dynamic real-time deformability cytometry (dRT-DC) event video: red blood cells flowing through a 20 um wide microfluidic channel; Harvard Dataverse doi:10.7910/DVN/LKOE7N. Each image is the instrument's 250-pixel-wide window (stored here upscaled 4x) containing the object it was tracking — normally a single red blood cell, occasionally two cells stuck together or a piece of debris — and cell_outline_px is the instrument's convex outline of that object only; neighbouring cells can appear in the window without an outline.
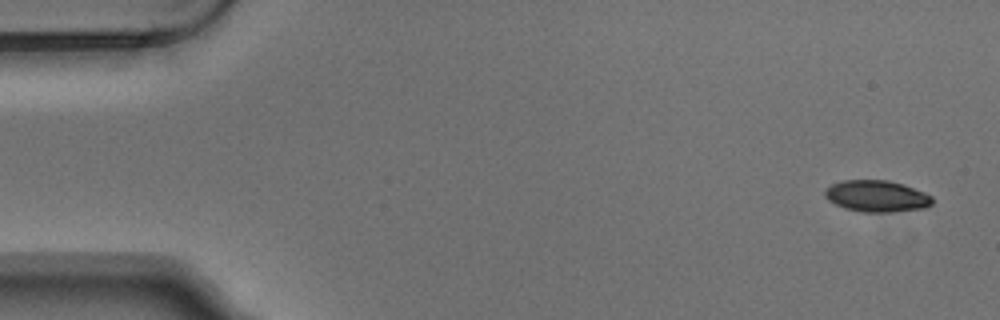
{"species": "Egyptian fruit bat (a non-hibernating species)", "species_latin": "Rousettus aegyptiacus", "temperature_condition": "warm", "stored_images_in_passage": 6, "camera_frame_rate_fps": 3000, "um_per_image_px": 0.085, "animal": {"sex": "male"}, "frame": {"image": 1, "passage_image": 1, "time_ms": 0.0, "image_size_px": [1000, 320], "cell_outline_px": [[932, 204], [924, 208], [892, 212], [864, 212], [844, 208], [828, 200], [824, 196], [824, 192], [832, 184], [844, 180], [888, 180], [904, 184], [924, 192], [932, 196]], "centroid_in_image_um": [74.53, 16.67], "position_along_channel_um": 10.5, "area_um2": 19.71}}
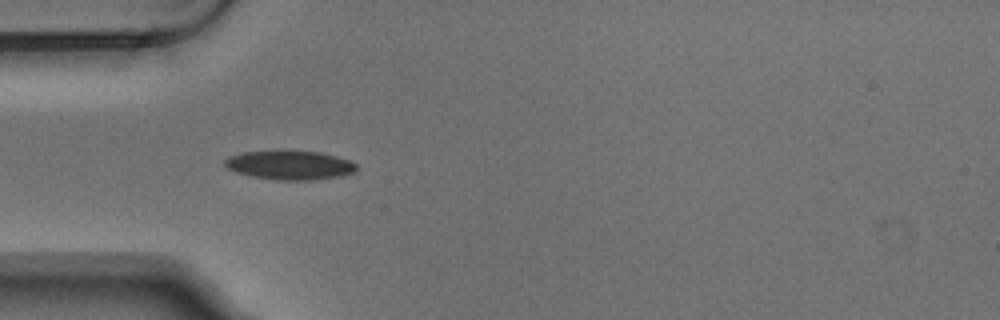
{"frame": {"image": 2, "passage_image": 5, "time_ms": 1.333, "image_size_px": [1000, 320], "cell_outline_px": [[356, 168], [352, 172], [340, 176], [312, 180], [276, 180], [252, 176], [228, 168], [224, 164], [224, 160], [228, 156], [244, 152], [276, 148], [280, 148], [320, 152], [336, 156], [348, 160], [356, 164]], "centroid_in_image_um": [24.59, 13.99], "position_along_channel_um": 60.4, "area_um2": 22.77}}
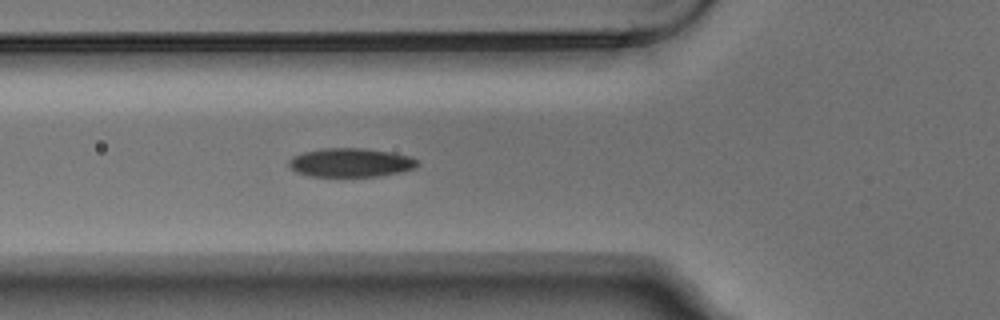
{"frame": {"image": 3, "passage_image": 6, "time_ms": 1.667, "image_size_px": [1000, 320], "cell_outline_px": [[420, 164], [416, 168], [400, 172], [380, 176], [308, 176], [296, 172], [288, 164], [288, 160], [292, 156], [304, 152], [320, 148], [364, 148], [392, 152], [408, 156], [416, 160]], "centroid_in_image_um": [29.8, 13.81], "position_along_channel_um": 96.0, "area_um2": 21.68}}